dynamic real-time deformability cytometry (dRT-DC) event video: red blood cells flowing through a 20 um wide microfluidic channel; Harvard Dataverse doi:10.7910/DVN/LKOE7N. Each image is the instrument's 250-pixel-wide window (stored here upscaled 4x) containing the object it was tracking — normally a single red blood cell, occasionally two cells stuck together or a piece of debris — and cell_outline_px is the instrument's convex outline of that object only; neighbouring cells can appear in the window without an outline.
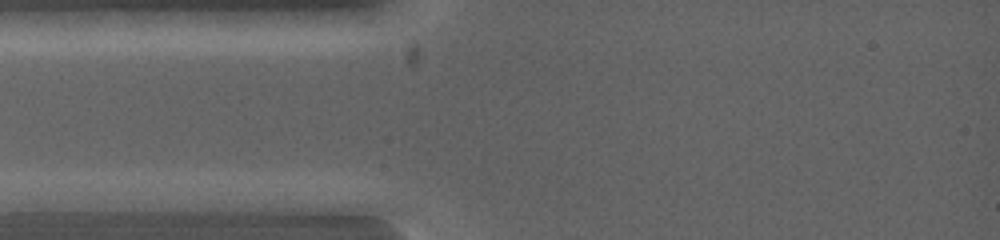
{"species": "common noctule bat (a hibernating species)", "species_latin": "Nyctalus noctula", "temperature_condition": "warm", "stored_images_in_passage": 3, "camera_frame_rate_fps": 5000, "um_per_image_px": 0.085, "animal": {"sex": "female", "body_mass_g": 19.0, "forearm_length_mm": 53.3}, "frame": {"image": 1, "passage_image": 1, "time_ms": 0.0, "image_size_px": [1000, 240], "cell_outline_px": [[180, 200], [148, 212], [16, 212], [12, 200], [20, 192], [172, 192]], "centroid_in_image_um": [7.83, 17.15], "position_along_channel_um": 77.2, "area_um2": 22.25}}